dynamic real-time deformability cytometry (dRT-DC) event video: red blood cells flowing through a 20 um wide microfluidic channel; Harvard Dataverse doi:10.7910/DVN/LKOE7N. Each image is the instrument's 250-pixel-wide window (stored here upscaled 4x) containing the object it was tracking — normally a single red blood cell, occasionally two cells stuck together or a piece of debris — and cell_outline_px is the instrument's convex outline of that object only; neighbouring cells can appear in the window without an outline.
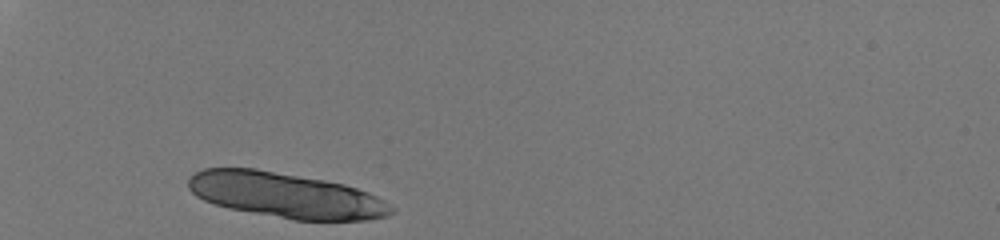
{"species": "human", "species_latin": "Homo sapiens", "temperature_condition": "room temperature", "stored_images_in_passage": 29, "segment_of_instrument_passage": [1, 2], "camera_frame_rate_fps": 3000, "um_per_image_px": 0.085, "donor": {"sex": "male"}, "frame": {"image": 1, "passage_image": 1, "time_ms": 0.0, "image_size_px": [1000, 240], "cell_outline_px": [[396, 208], [388, 216], [368, 220], [292, 220], [228, 208], [212, 204], [196, 196], [188, 188], [188, 180], [196, 172], [204, 168], [256, 168], [324, 180], [344, 184], [368, 192], [384, 200]], "centroid_in_image_um": [24.3, 16.6], "position_along_channel_um": 60.7, "area_um2": 53.7}}